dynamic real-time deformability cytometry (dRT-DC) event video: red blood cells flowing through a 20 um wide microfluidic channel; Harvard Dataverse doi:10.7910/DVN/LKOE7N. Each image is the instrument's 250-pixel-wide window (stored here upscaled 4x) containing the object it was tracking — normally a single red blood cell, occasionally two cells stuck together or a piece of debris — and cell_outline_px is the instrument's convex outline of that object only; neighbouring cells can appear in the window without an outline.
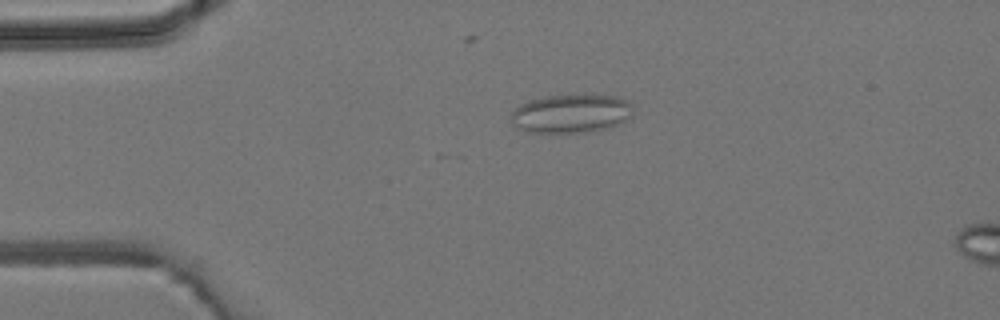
{"species": "common noctule bat (a hibernating species)", "species_latin": "Nyctalus noctula", "temperature_condition": "room temperature", "stored_images_in_passage": 3, "camera_frame_rate_fps": 3000, "um_per_image_px": 0.085, "animal": {"sex": "male", "body_mass_g": 19.2, "forearm_length_mm": 51.8}, "frame": {"image": 1, "passage_image": 3, "time_ms": 3.333, "image_size_px": [1000, 320], "cell_outline_px": [[632, 116], [612, 128], [592, 132], [556, 136], [548, 136], [524, 132], [508, 120], [512, 112], [520, 104], [528, 100], [544, 96], [584, 92], [588, 92], [616, 96], [628, 100], [632, 104]], "centroid_in_image_um": [48.52, 9.68], "position_along_channel_um": 36.5, "area_um2": 29.82}}